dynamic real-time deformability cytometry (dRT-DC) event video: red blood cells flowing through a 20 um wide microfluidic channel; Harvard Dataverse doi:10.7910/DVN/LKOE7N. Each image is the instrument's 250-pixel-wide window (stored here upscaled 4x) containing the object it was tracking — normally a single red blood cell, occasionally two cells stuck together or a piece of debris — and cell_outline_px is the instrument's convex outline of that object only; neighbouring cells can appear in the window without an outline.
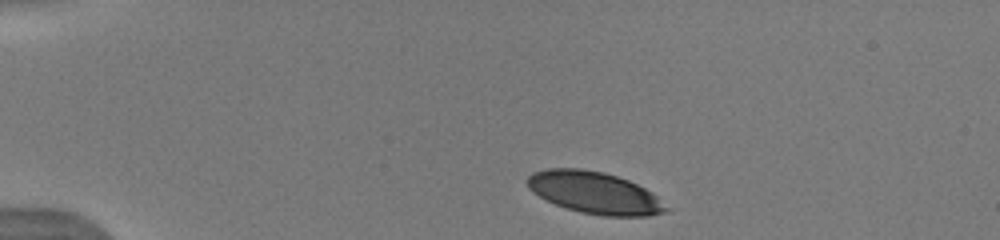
{"species": "human", "species_latin": "Homo sapiens", "temperature_condition": "warm", "stored_images_in_passage": 12, "camera_frame_rate_fps": 3000, "um_per_image_px": 0.085, "donor": {"sex": "male"}, "frame": {"image": 1, "passage_image": 1, "time_ms": 0.0, "image_size_px": [1000, 240], "cell_outline_px": [[672, 208], [664, 212], [648, 216], [604, 216], [580, 212], [556, 204], [532, 192], [528, 188], [528, 176], [532, 172], [548, 168], [580, 168], [604, 172], [628, 180], [652, 192]], "centroid_in_image_um": [50.57, 16.38], "position_along_channel_um": 34.4, "area_um2": 33.87}}
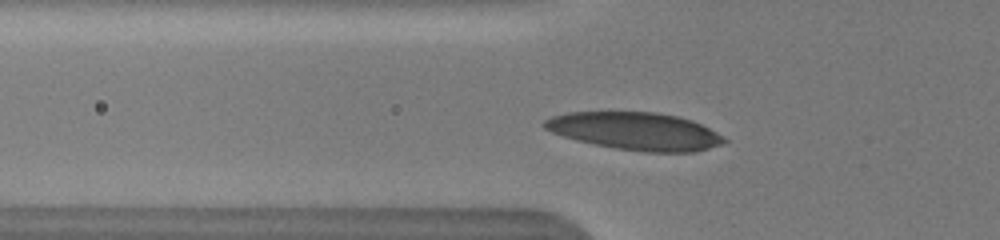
{"frame": {"image": 2, "passage_image": 6, "time_ms": 2.667, "image_size_px": [1000, 240], "cell_outline_px": [[728, 140], [720, 144], [696, 152], [644, 152], [616, 148], [576, 140], [552, 132], [544, 128], [544, 120], [552, 116], [568, 112], [656, 112], [676, 116], [692, 120], [716, 132]], "centroid_in_image_um": [54.0, 11.15], "position_along_channel_um": 71.8, "area_um2": 39.07}}